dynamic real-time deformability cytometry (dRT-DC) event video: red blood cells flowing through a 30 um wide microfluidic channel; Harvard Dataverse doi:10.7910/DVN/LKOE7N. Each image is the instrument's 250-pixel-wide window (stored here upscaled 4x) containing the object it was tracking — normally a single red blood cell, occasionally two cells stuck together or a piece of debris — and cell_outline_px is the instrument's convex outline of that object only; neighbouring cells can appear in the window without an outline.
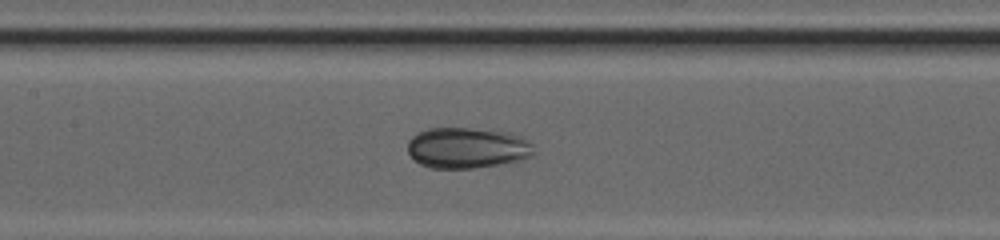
{"species": "common noctule bat (a hibernating species)", "species_latin": "Nyctalus noctula", "temperature_condition": "cold", "stored_images_in_passage": 51, "camera_frame_rate_fps": 3000, "um_per_image_px": 0.085, "animal": {"sex": "female", "body_mass_g": 20.0, "forearm_length_mm": 54.0}, "frame": {"image": 1, "passage_image": 26, "time_ms": 8.333, "image_size_px": [1000, 240], "cell_outline_px": [[536, 152], [532, 156], [520, 160], [500, 164], [476, 168], [428, 168], [420, 164], [408, 152], [408, 140], [412, 136], [428, 128], [468, 128], [512, 132], [524, 136], [532, 144]], "centroid_in_image_um": [39.76, 12.56], "position_along_channel_um": 167.6, "area_um2": 30.35}}
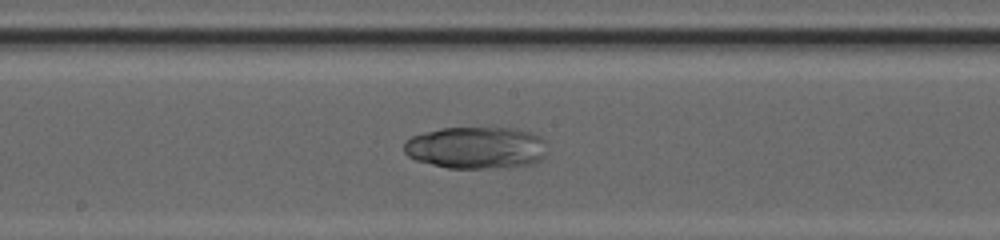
{"frame": {"image": 2, "passage_image": 29, "time_ms": 9.333, "image_size_px": [1000, 240], "cell_outline_px": [[544, 156], [540, 160], [532, 164], [508, 168], [448, 168], [416, 160], [408, 156], [404, 152], [404, 140], [412, 136], [424, 132], [440, 128], [512, 128], [532, 132], [540, 136], [544, 140]], "centroid_in_image_um": [40.46, 12.56], "position_along_channel_um": 207.7, "area_um2": 35.32}}